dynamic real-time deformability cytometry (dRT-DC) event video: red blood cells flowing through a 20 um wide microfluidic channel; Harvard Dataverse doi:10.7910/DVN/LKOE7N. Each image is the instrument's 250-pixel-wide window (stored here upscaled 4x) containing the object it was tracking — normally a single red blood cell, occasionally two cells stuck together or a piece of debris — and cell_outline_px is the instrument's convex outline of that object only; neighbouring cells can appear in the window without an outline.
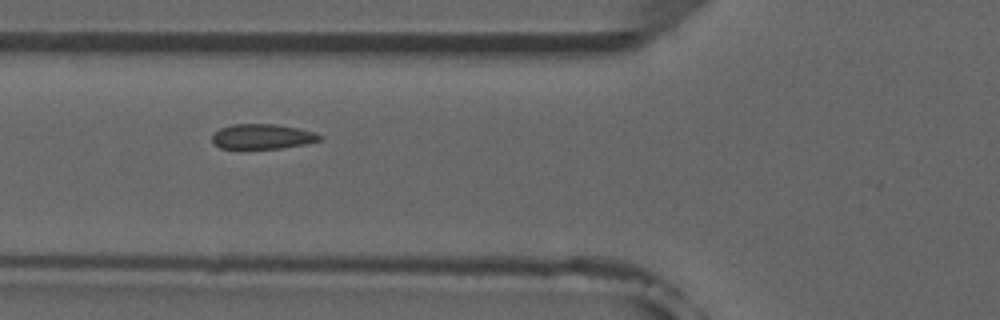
{"species": "common noctule bat (a hibernating species)", "species_latin": "Nyctalus noctula", "temperature_condition": "room temperature", "stored_images_in_passage": 8, "camera_frame_rate_fps": 3000, "um_per_image_px": 0.085, "animal": {"sex": "male", "forearm_length_mm": 52.5}, "frame": {"image": 1, "passage_image": 6, "time_ms": 6.0, "image_size_px": [1000, 320], "cell_outline_px": [[324, 140], [304, 144], [280, 148], [220, 148], [212, 140], [212, 136], [220, 128], [232, 124], [276, 124], [300, 128], [316, 132], [324, 136]], "centroid_in_image_um": [22.38, 11.59], "position_along_channel_um": 103.4, "area_um2": 15.72}}
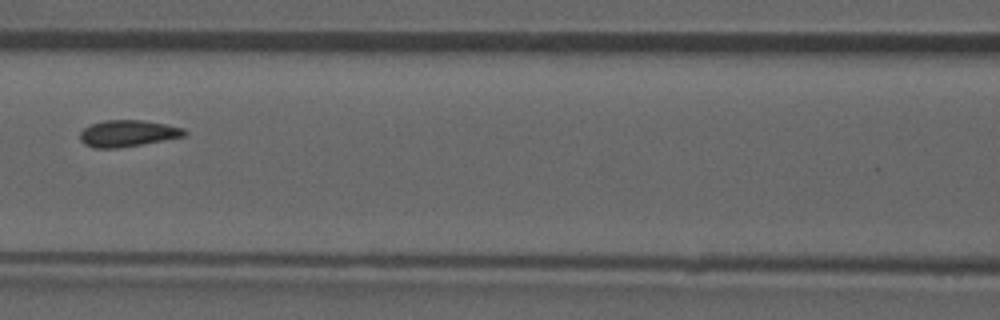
{"frame": {"image": 2, "passage_image": 7, "time_ms": 7.333, "image_size_px": [1000, 320], "cell_outline_px": [[188, 132], [184, 136], [120, 148], [92, 148], [84, 144], [80, 140], [80, 132], [84, 128], [92, 124], [104, 120], [144, 120], [168, 124], [184, 128]], "centroid_in_image_um": [10.86, 11.33], "position_along_channel_um": 155.7, "area_um2": 16.24}}